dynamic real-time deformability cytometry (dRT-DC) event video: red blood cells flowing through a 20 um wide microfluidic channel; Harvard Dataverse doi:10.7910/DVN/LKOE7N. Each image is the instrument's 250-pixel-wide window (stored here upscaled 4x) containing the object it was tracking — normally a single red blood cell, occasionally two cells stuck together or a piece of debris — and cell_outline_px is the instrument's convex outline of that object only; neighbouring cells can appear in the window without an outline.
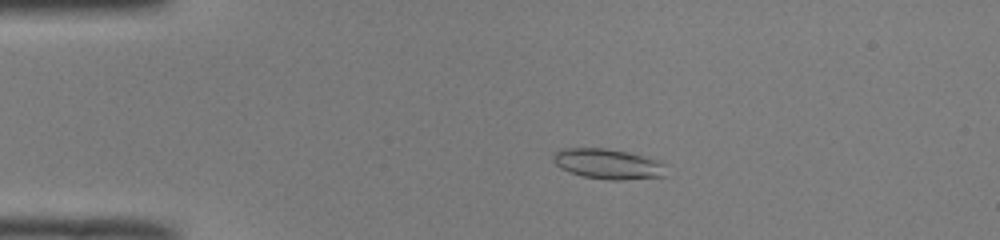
{"species": "common noctule bat (a hibernating species)", "species_latin": "Nyctalus noctula", "temperature_condition": "room temperature", "stored_images_in_passage": 50, "camera_frame_rate_fps": 3000, "um_per_image_px": 0.085, "animal": {"sex": "male", "body_mass_g": 19.0, "forearm_length_mm": 50.8}, "frame": {"image": 1, "passage_image": 10, "time_ms": 3.0, "image_size_px": [1000, 240], "cell_outline_px": [[668, 176], [624, 180], [608, 180], [584, 176], [568, 172], [560, 168], [552, 160], [552, 152], [560, 148], [608, 148], [648, 156], [664, 160]], "centroid_in_image_um": [51.73, 13.92], "position_along_channel_um": 33.3, "area_um2": 20.63}}
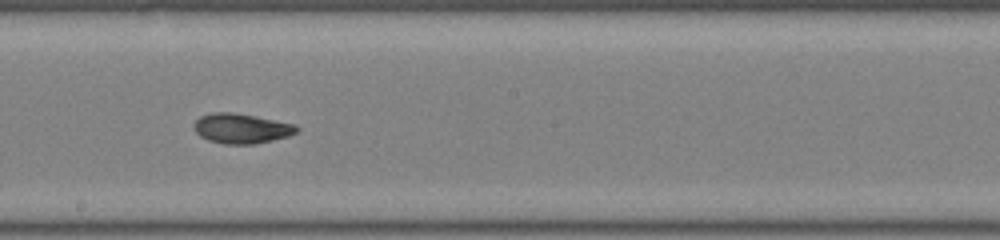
{"frame": {"image": 2, "passage_image": 28, "time_ms": 9.0, "image_size_px": [1000, 240], "cell_outline_px": [[300, 128], [296, 132], [288, 136], [256, 144], [224, 144], [208, 140], [200, 136], [192, 128], [192, 124], [200, 116], [212, 112], [232, 112], [296, 124]], "centroid_in_image_um": [20.49, 10.92], "position_along_channel_um": 227.7, "area_um2": 17.98}}
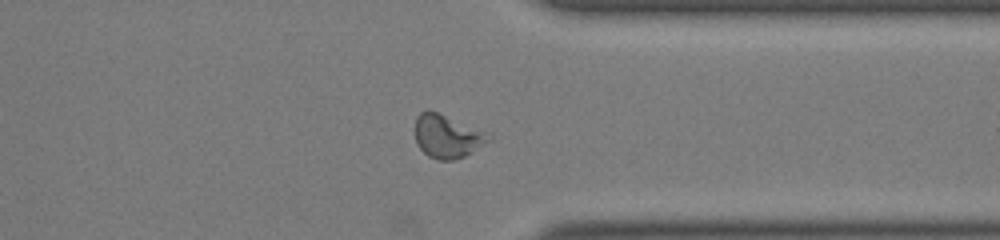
{"frame": {"image": 3, "passage_image": 39, "time_ms": 12.667, "image_size_px": [1000, 240], "cell_outline_px": [[492, 140], [472, 152], [456, 160], [440, 160], [428, 156], [416, 144], [416, 116], [420, 112], [436, 112], [484, 132], [492, 136]], "centroid_in_image_um": [38.01, 11.63], "position_along_channel_um": 373.4, "area_um2": 18.03}, "authors_computed_cell_mechanics": {"area_um2": 18.3804, "velocity_mm_per_s": 4.0181, "shape_relaxation_time_tau1_ms": 4.9465, "shape_relaxation_time_tau2_ms": 5.1777, "deformation_change_tau1": 0.1507, "deformation_change_tau2": 0.1088}}